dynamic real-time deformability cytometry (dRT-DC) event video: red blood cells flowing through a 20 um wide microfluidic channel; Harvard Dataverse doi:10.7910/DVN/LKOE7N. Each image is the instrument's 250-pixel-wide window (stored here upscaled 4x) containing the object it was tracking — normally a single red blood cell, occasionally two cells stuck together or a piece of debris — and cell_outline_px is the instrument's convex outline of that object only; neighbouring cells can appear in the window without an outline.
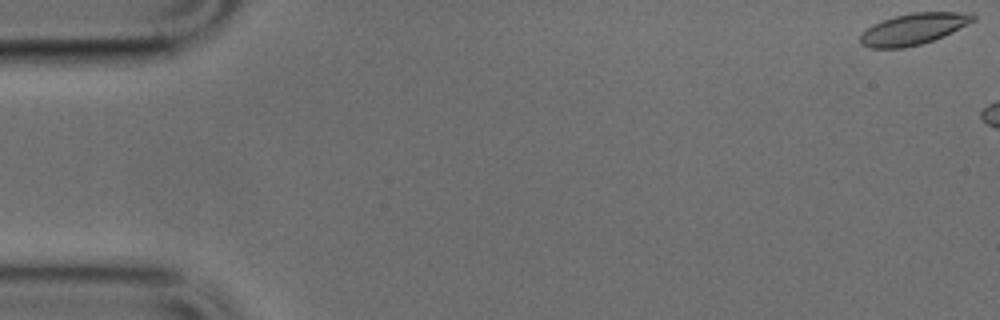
{"species": "common noctule bat (a hibernating species)", "species_latin": "Nyctalus noctula", "temperature_condition": "cold", "stored_images_in_passage": 9, "camera_frame_rate_fps": 3000, "um_per_image_px": 0.085, "animal": {"sex": "male", "body_mass_g": 17.9, "forearm_length_mm": 54.2}, "frame": {"image": 1, "passage_image": 1, "time_ms": 0.0, "image_size_px": [1000, 320], "cell_outline_px": [[976, 20], [944, 36], [920, 44], [904, 48], [872, 48], [860, 44], [860, 36], [868, 28], [884, 20], [896, 16], [912, 12], [972, 12], [976, 16]], "centroid_in_image_um": [77.7, 2.46], "position_along_channel_um": 7.3, "area_um2": 20.4}}